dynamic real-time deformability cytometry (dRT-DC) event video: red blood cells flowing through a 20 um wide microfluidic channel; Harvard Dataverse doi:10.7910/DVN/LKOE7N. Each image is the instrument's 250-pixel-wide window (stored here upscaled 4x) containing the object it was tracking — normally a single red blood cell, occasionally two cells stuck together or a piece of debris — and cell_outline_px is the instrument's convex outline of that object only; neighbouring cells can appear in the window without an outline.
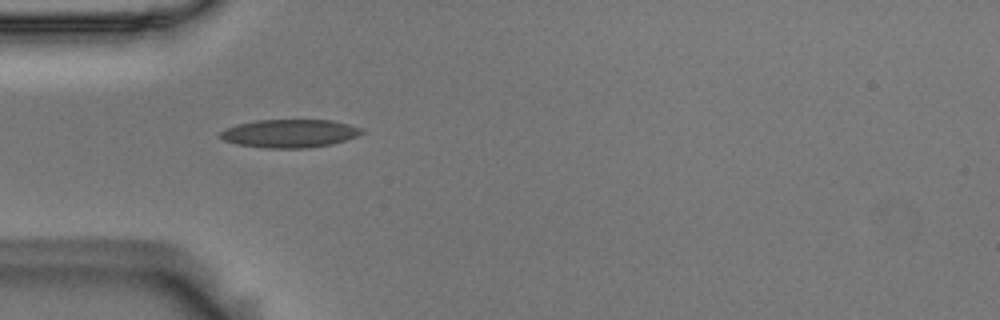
{"species": "Egyptian fruit bat (a non-hibernating species)", "species_latin": "Rousettus aegyptiacus", "temperature_condition": "room temperature", "stored_images_in_passage": 39, "camera_frame_rate_fps": 3000, "um_per_image_px": 0.085, "animal": {"sex": "male"}, "frame": {"image": 1, "passage_image": 1, "time_ms": 0.0, "image_size_px": [1000, 320], "cell_outline_px": [[364, 132], [356, 136], [332, 144], [308, 148], [268, 148], [236, 144], [224, 140], [220, 136], [220, 132], [228, 128], [240, 124], [256, 120], [332, 120], [364, 128]], "centroid_in_image_um": [24.66, 11.34], "position_along_channel_um": 60.3, "area_um2": 23.06}}
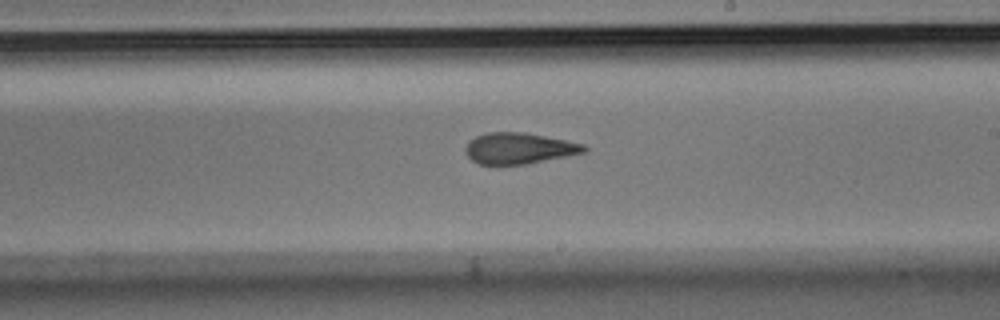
{"frame": {"image": 2, "passage_image": 16, "time_ms": 5.0, "image_size_px": [1000, 320], "cell_outline_px": [[588, 148], [584, 152], [568, 156], [528, 164], [496, 168], [480, 164], [472, 160], [464, 152], [464, 148], [468, 140], [476, 136], [488, 132], [524, 132], [584, 144]], "centroid_in_image_um": [44.04, 12.65], "position_along_channel_um": 245.0, "area_um2": 22.2}}
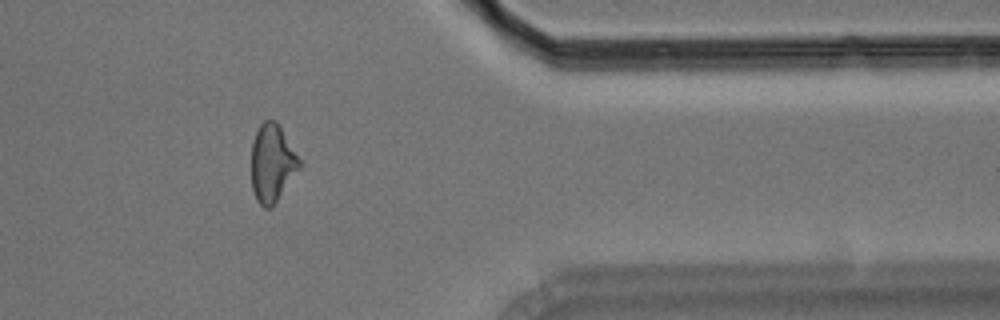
{"frame": {"image": 3, "passage_image": 29, "time_ms": 9.333, "image_size_px": [1000, 320], "cell_outline_px": [[304, 164], [272, 208], [264, 208], [256, 200], [252, 188], [252, 140], [260, 124], [264, 120], [276, 120], [280, 124]], "centroid_in_image_um": [23.18, 13.86], "position_along_channel_um": 388.2, "area_um2": 22.37}, "authors_computed_cell_mechanics": {"area_um2": 22.0796, "velocity_mm_per_s": 3.7175, "shape_relaxation_time_tau1_ms": 4.1863, "shape_relaxation_time_tau2_ms": 2.3502, "deformation_change_tau1": 0.1626, "deformation_change_tau2": 0.1192}}